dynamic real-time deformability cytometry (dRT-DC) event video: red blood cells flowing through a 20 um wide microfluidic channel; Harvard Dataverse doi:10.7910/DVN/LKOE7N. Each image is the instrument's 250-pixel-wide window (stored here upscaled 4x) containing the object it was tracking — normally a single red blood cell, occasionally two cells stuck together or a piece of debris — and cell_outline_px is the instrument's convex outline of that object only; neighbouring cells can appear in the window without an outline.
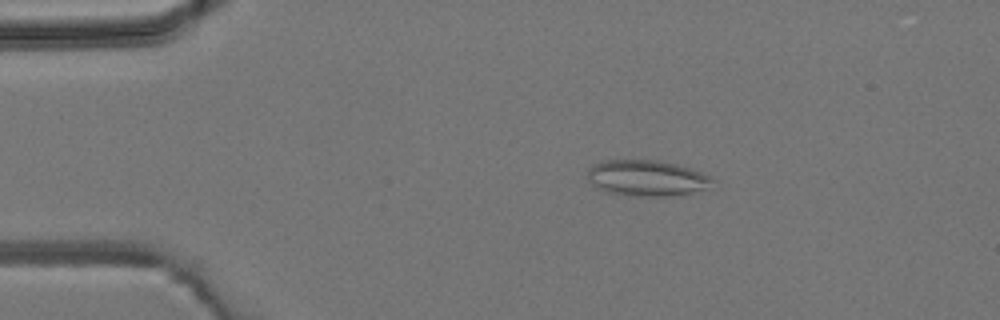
{"species": "common noctule bat (a hibernating species)", "species_latin": "Nyctalus noctula", "temperature_condition": "room temperature", "stored_images_in_passage": 5, "camera_frame_rate_fps": 3000, "um_per_image_px": 0.085, "animal": {"sex": "male", "body_mass_g": 19.2, "forearm_length_mm": 51.8}, "frame": {"image": 1, "passage_image": 2, "time_ms": 1.333, "image_size_px": [1000, 320], "cell_outline_px": [[716, 180], [708, 188], [692, 192], [668, 196], [636, 196], [608, 192], [592, 184], [588, 176], [588, 168], [592, 164], [604, 160], [660, 160], [676, 164], [700, 172]], "centroid_in_image_um": [54.97, 15.12], "position_along_channel_um": 30.0, "area_um2": 25.95}}